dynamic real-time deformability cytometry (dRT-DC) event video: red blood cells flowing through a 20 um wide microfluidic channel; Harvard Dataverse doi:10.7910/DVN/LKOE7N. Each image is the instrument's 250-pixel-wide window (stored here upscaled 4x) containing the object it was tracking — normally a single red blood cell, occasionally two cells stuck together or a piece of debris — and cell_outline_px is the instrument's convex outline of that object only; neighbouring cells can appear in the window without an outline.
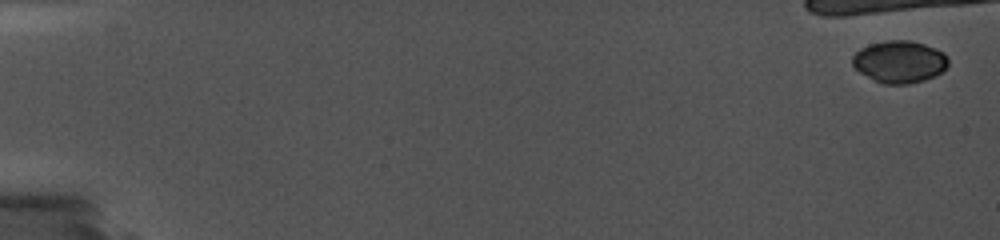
{"species": "common noctule bat (a hibernating species)", "species_latin": "Nyctalus noctula", "temperature_condition": "cold", "stored_images_in_passage": 6, "camera_frame_rate_fps": 5000, "um_per_image_px": 0.085, "animal": {"sex": "female", "body_mass_g": 19.0, "forearm_length_mm": 56.7}, "frame": {"image": 1, "passage_image": 1, "time_ms": 0.0, "image_size_px": [1000, 240], "cell_outline_px": [[948, 64], [936, 76], [924, 80], [908, 84], [884, 84], [860, 72], [852, 64], [852, 56], [860, 48], [872, 44], [888, 40], [908, 40], [924, 44], [936, 48], [944, 52], [948, 56]], "centroid_in_image_um": [76.48, 5.24], "position_along_channel_um": 8.5, "area_um2": 23.41}}